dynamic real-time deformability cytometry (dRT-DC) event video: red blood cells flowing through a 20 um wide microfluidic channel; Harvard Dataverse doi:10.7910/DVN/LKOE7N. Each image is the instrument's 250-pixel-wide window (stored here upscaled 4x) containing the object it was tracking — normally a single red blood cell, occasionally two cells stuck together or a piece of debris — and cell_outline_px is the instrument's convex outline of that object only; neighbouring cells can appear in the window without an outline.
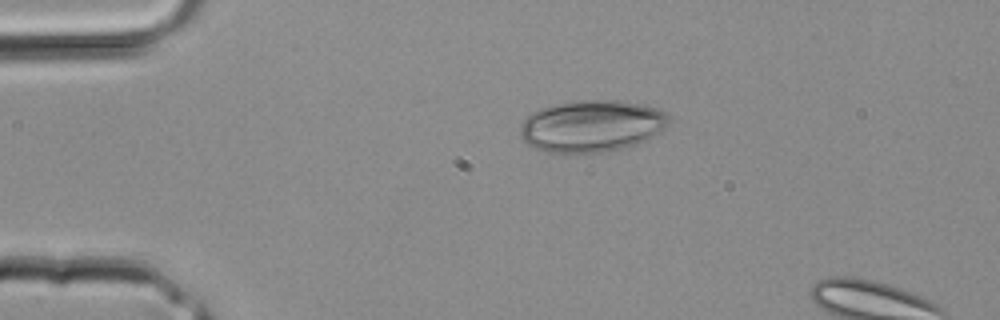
{"species": "common noctule bat (a hibernating species)", "species_latin": "Nyctalus noctula", "temperature_condition": "room temperature", "stored_images_in_passage": 3, "camera_frame_rate_fps": 3000, "um_per_image_px": 0.085, "animal": {"sex": "male", "body_mass_g": 20.4}, "frame": {"image": 1, "passage_image": 2, "time_ms": 0.333, "image_size_px": [1000, 320], "cell_outline_px": [[668, 124], [664, 128], [652, 136], [636, 144], [608, 152], [564, 156], [544, 152], [528, 144], [520, 136], [520, 124], [524, 116], [540, 108], [552, 104], [584, 100], [620, 100], [640, 104], [656, 108], [664, 112], [668, 116]], "centroid_in_image_um": [50.2, 10.75], "position_along_channel_um": 34.8, "area_um2": 45.78}}